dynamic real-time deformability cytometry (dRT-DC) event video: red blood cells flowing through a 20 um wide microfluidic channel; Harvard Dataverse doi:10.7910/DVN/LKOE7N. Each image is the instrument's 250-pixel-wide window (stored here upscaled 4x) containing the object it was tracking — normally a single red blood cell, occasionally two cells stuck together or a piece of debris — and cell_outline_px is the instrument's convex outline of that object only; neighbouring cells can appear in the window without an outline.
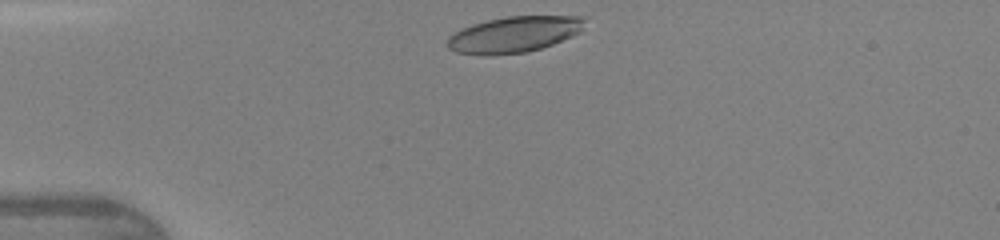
{"species": "human", "species_latin": "Homo sapiens", "temperature_condition": "warm", "stored_images_in_passage": 29, "camera_frame_rate_fps": 3000, "um_per_image_px": 0.085, "donor": {"sex": "female"}, "frame": {"image": 1, "passage_image": 1, "time_ms": 0.0, "image_size_px": [1000, 240], "cell_outline_px": [[584, 20], [580, 32], [552, 44], [540, 48], [524, 52], [488, 56], [484, 56], [456, 52], [448, 48], [444, 44], [448, 36], [472, 24], [488, 20], [508, 16], [580, 16]], "centroid_in_image_um": [43.62, 2.94], "position_along_channel_um": 41.4, "area_um2": 28.67}}
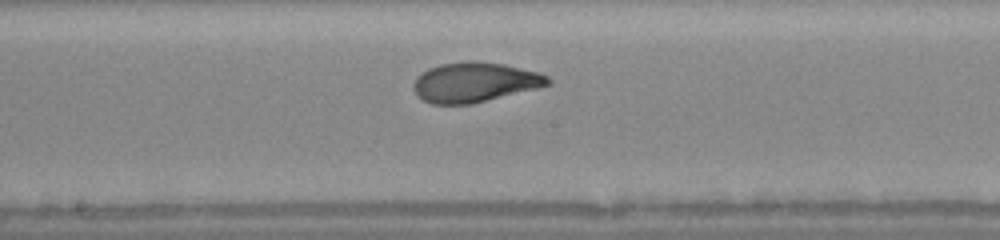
{"frame": {"image": 2, "passage_image": 15, "time_ms": 4.667, "image_size_px": [1000, 240], "cell_outline_px": [[552, 84], [472, 104], [432, 104], [424, 100], [416, 92], [416, 76], [428, 68], [440, 64], [468, 60], [476, 60], [504, 64], [540, 72], [548, 76], [552, 80]], "centroid_in_image_um": [40.4, 6.97], "position_along_channel_um": 207.8, "area_um2": 31.1}}
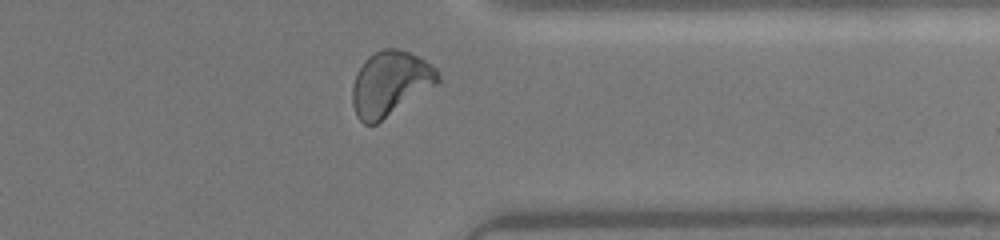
{"frame": {"image": 3, "passage_image": 27, "time_ms": 8.667, "image_size_px": [1000, 240], "cell_outline_px": [[440, 80], [436, 84], [376, 124], [364, 124], [356, 116], [352, 104], [352, 88], [356, 72], [364, 60], [368, 56], [384, 48], [400, 48], [424, 60], [436, 68], [440, 76]], "centroid_in_image_um": [33.13, 7.09], "position_along_channel_um": 378.3, "area_um2": 31.96}, "authors_computed_cell_mechanics": {"area_um2": 30.923, "velocity_mm_per_s": 4.3082, "shape_relaxation_time_tau1_ms": 2.7237, "shape_relaxation_time_tau2_ms": null, "deformation_change_tau1": 0.1793, "deformation_change_tau2": null}}